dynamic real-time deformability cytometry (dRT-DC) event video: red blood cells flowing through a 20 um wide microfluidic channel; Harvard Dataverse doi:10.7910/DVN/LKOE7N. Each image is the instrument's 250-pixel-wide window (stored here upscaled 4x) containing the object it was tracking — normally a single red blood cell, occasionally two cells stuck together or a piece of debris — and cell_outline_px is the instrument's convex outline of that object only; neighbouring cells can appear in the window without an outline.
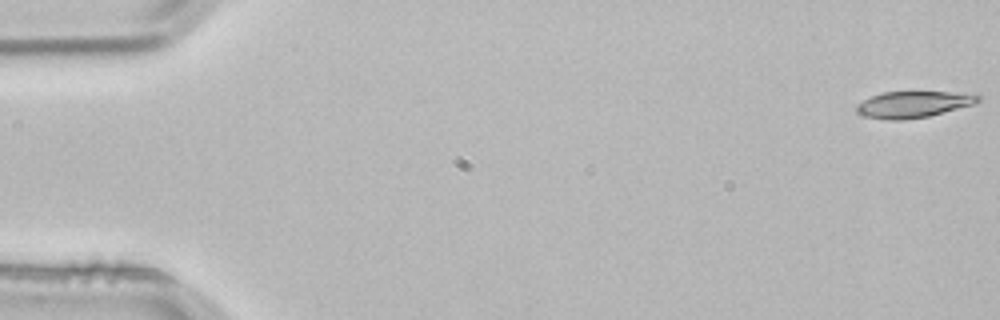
{"species": "common noctule bat (a hibernating species)", "species_latin": "Nyctalus noctula", "temperature_condition": "room temperature", "stored_images_in_passage": 5, "camera_frame_rate_fps": 3000, "um_per_image_px": 0.085, "animal": {"sex": "male", "body_mass_g": 21.5, "forearm_length_mm": 52.0}, "frame": {"image": 1, "passage_image": 1, "time_ms": 0.0, "image_size_px": [1000, 320], "cell_outline_px": [[980, 100], [976, 104], [928, 116], [904, 120], [888, 120], [864, 116], [856, 112], [856, 104], [872, 96], [884, 92], [976, 92], [980, 96]], "centroid_in_image_um": [77.69, 8.86], "position_along_channel_um": 7.3, "area_um2": 18.9}}
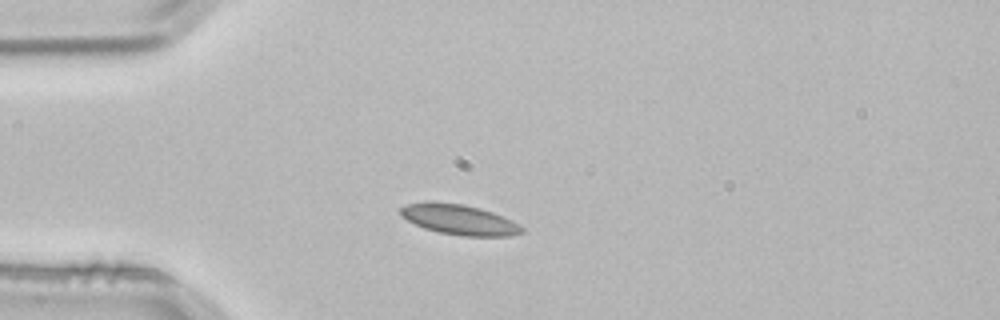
{"frame": {"image": 2, "passage_image": 5, "time_ms": 1.333, "image_size_px": [1000, 320], "cell_outline_px": [[524, 232], [512, 236], [460, 236], [440, 232], [424, 228], [400, 216], [400, 208], [408, 204], [428, 200], [464, 204], [480, 208], [492, 212], [512, 220], [524, 228]], "centroid_in_image_um": [39.03, 18.65], "position_along_channel_um": 46.0, "area_um2": 21.56}}